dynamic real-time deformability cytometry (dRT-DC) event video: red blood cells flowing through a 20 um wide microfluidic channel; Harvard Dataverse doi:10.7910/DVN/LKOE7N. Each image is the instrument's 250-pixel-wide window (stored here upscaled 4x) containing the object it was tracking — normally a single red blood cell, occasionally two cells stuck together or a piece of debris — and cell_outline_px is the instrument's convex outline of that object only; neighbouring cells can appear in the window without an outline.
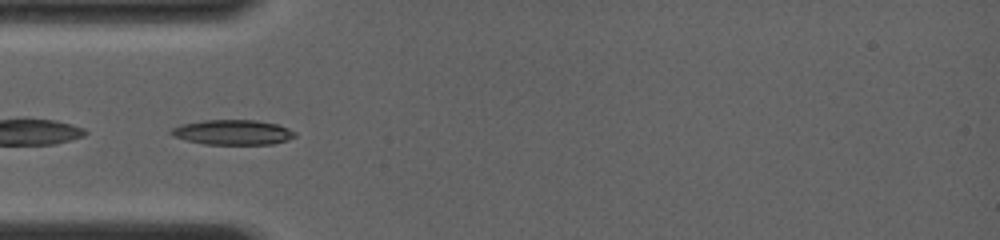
{"species": "common noctule bat (a hibernating species)", "species_latin": "Nyctalus noctula", "temperature_condition": "room temperature", "stored_images_in_passage": 23, "camera_frame_rate_fps": 4000, "um_per_image_px": 0.085, "animal": {"sex": "female", "body_mass_g": 19.0, "forearm_length_mm": 56.7}, "frame": {"image": 1, "passage_image": 1, "time_ms": 0.0, "image_size_px": [1000, 240], "cell_outline_px": [[296, 136], [288, 140], [272, 144], [204, 144], [172, 136], [168, 132], [172, 128], [180, 124], [204, 120], [256, 120], [276, 124], [288, 128], [296, 132]], "centroid_in_image_um": [19.78, 11.24], "position_along_channel_um": 65.2, "area_um2": 18.03}}
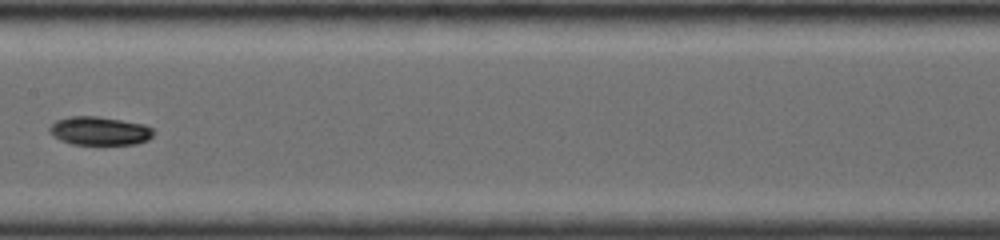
{"frame": {"image": 2, "passage_image": 10, "time_ms": 3.25, "image_size_px": [1000, 240], "cell_outline_px": [[156, 132], [148, 140], [136, 144], [72, 144], [60, 140], [52, 136], [48, 132], [48, 128], [56, 120], [68, 116], [96, 116], [144, 124], [152, 128]], "centroid_in_image_um": [8.44, 11.12], "position_along_channel_um": 199.0, "area_um2": 17.4}}
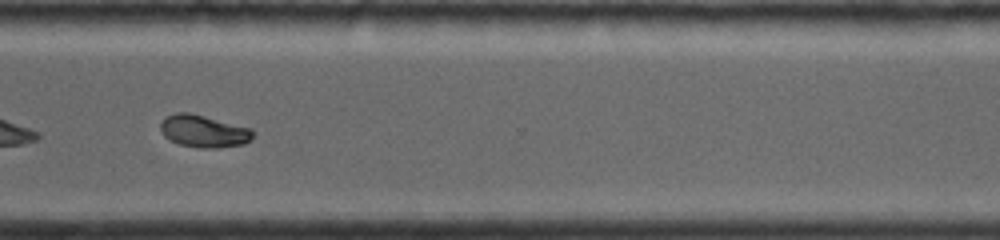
{"frame": {"image": 3, "passage_image": 17, "time_ms": 7.0, "image_size_px": [1000, 240], "cell_outline_px": [[256, 132], [252, 140], [244, 144], [216, 148], [200, 148], [180, 144], [164, 136], [160, 128], [160, 120], [164, 116], [176, 112], [188, 112], [252, 128]], "centroid_in_image_um": [17.33, 11.14], "position_along_channel_um": 353.3, "area_um2": 17.63}, "authors_computed_cell_mechanics": {"area_um2": 17.34, "velocity_mm_per_s": 4.111, "shape_relaxation_time_tau1_ms": null, "shape_relaxation_time_tau2_ms": 2.5168, "deformation_change_tau1": null, "deformation_change_tau2": 0.0561}}